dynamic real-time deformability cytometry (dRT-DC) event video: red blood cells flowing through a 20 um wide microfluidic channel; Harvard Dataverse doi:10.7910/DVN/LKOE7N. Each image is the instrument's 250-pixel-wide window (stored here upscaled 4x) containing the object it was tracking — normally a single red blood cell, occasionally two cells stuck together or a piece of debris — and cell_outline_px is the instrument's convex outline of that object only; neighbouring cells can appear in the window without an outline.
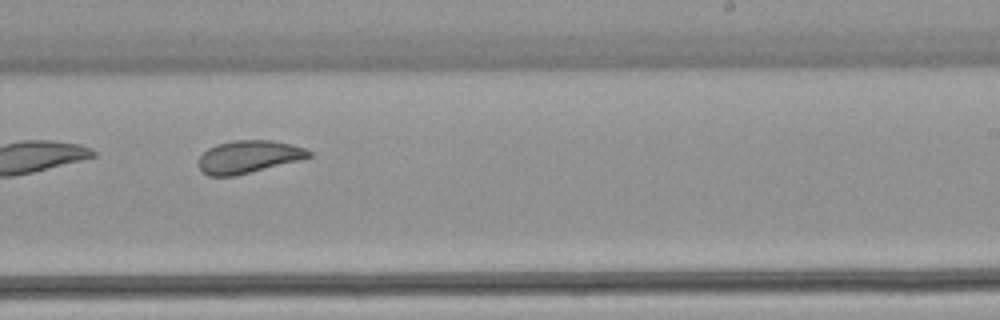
{"species": "common noctule bat (a hibernating species)", "species_latin": "Nyctalus noctula", "temperature_condition": "warm", "stored_images_in_passage": 35, "camera_frame_rate_fps": 3000, "um_per_image_px": 0.085, "animal": {"sex": "female", "body_mass_g": 22.7, "forearm_length_mm": 54.2}, "frame": {"image": 1, "passage_image": 16, "time_ms": 5.0, "image_size_px": [1000, 320], "cell_outline_px": [[312, 156], [300, 160], [236, 176], [208, 176], [200, 172], [200, 156], [208, 148], [216, 144], [232, 140], [272, 140], [304, 148], [312, 152]], "centroid_in_image_um": [21.11, 13.33], "position_along_channel_um": 267.9, "area_um2": 20.98}}